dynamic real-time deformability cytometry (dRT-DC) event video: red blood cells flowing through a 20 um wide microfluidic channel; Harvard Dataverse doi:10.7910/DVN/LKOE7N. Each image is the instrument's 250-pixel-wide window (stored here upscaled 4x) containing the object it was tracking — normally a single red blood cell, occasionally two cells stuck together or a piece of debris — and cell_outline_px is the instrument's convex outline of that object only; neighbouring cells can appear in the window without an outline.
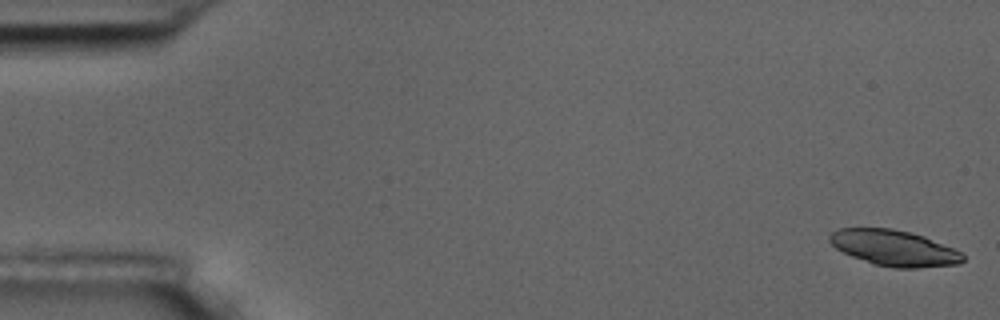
{"species": "common noctule bat (a hibernating species)", "species_latin": "Nyctalus noctula", "temperature_condition": "room temperature", "stored_images_in_passage": 6, "camera_frame_rate_fps": 3000, "um_per_image_px": 0.085, "animal": {"sex": "male", "body_mass_g": 17.5, "forearm_length_mm": 52.3}, "frame": {"image": 1, "passage_image": 1, "time_ms": 0.0, "image_size_px": [1000, 320], "cell_outline_px": [[964, 260], [960, 264], [916, 268], [896, 268], [872, 264], [852, 256], [836, 248], [828, 240], [828, 236], [832, 232], [840, 228], [892, 228], [912, 232], [924, 236], [952, 248], [960, 252], [964, 256]], "centroid_in_image_um": [75.99, 21.08], "position_along_channel_um": 9.0, "area_um2": 27.8}}